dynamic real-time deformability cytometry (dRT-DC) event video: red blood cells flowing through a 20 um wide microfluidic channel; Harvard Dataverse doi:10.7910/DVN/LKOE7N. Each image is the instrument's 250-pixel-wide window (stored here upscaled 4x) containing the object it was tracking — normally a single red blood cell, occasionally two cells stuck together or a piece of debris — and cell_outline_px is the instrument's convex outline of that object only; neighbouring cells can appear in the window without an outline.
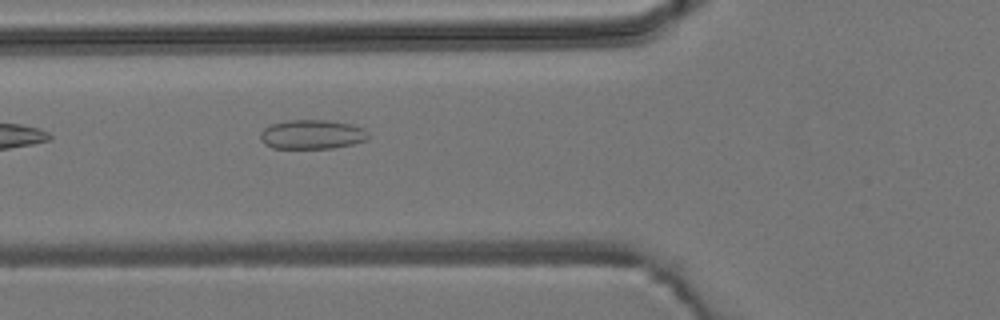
{"species": "common noctule bat (a hibernating species)", "species_latin": "Nyctalus noctula", "temperature_condition": "room temperature", "stored_images_in_passage": 6, "camera_frame_rate_fps": 3000, "um_per_image_px": 0.085, "animal": {"sex": "male", "body_mass_g": 19.2, "forearm_length_mm": 51.8}, "frame": {"image": 1, "passage_image": 6, "time_ms": 7.333, "image_size_px": [1000, 320], "cell_outline_px": [[368, 136], [364, 140], [352, 144], [332, 148], [272, 148], [264, 144], [260, 140], [260, 132], [264, 128], [272, 124], [288, 120], [328, 120], [352, 124], [364, 128], [368, 132]], "centroid_in_image_um": [26.5, 11.42], "position_along_channel_um": 99.3, "area_um2": 18.44}}